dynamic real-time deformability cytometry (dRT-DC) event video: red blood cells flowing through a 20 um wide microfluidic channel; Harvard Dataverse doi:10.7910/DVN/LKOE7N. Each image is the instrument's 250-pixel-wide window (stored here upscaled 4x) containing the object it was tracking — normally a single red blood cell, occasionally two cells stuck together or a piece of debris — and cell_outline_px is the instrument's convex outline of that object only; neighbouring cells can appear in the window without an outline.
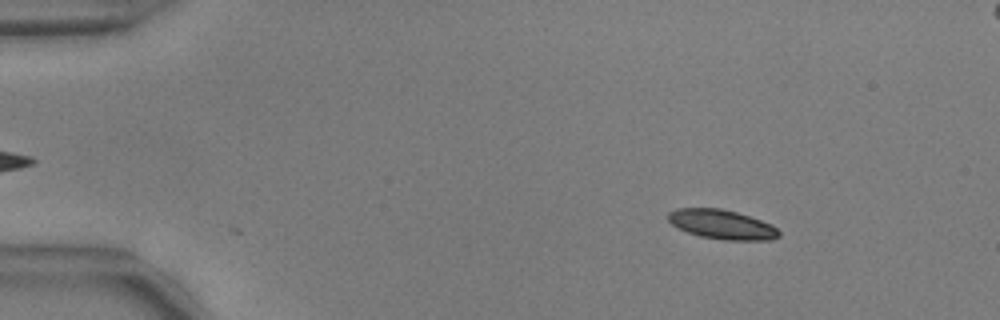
{"species": "common noctule bat (a hibernating species)", "species_latin": "Nyctalus noctula", "temperature_condition": "warm", "stored_images_in_passage": 49, "segment_of_instrument_passage": [1, 2], "camera_frame_rate_fps": 3000, "um_per_image_px": 0.085, "animal": {"sex": "male", "body_mass_g": 17.9, "forearm_length_mm": 54.2}, "frame": {"image": 1, "passage_image": 1, "time_ms": 0.0, "image_size_px": [1000, 320], "cell_outline_px": [[780, 236], [772, 240], [724, 240], [700, 236], [688, 232], [672, 224], [668, 220], [668, 212], [676, 208], [720, 208], [736, 212], [772, 224], [780, 232]], "centroid_in_image_um": [61.37, 19.08], "position_along_channel_um": 23.6, "area_um2": 18.9}}
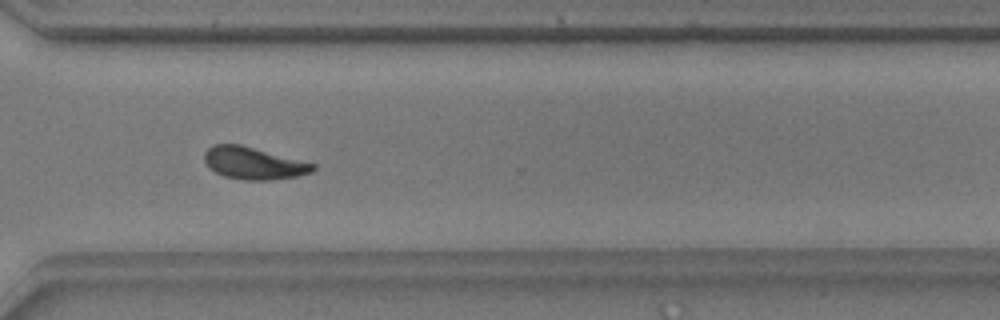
{"frame": {"image": 2, "passage_image": 34, "time_ms": 11.0, "image_size_px": [1000, 320], "cell_outline_px": [[316, 168], [312, 172], [296, 176], [272, 180], [244, 180], [224, 176], [208, 168], [204, 160], [204, 152], [212, 144], [240, 144], [316, 164]], "centroid_in_image_um": [21.53, 13.87], "position_along_channel_um": 349.1, "area_um2": 20.4}}
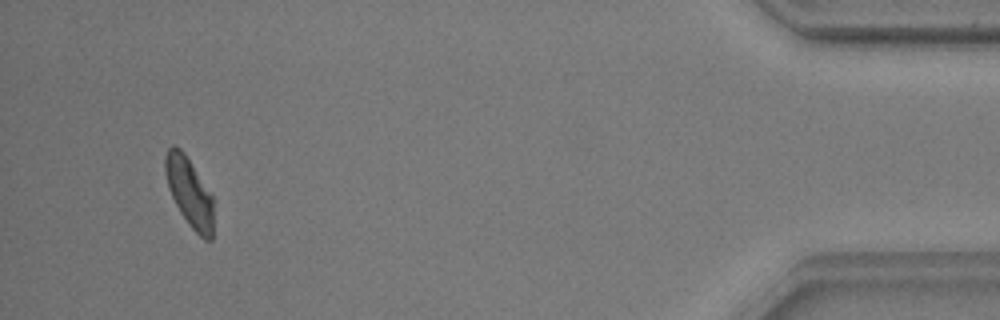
{"frame": {"image": 3, "passage_image": 45, "time_ms": 14.667, "image_size_px": [1000, 320], "cell_outline_px": [[212, 240], [204, 240], [188, 224], [180, 212], [168, 188], [164, 172], [164, 156], [168, 148], [172, 144], [180, 148], [184, 152], [212, 196]], "centroid_in_image_um": [16.05, 16.31], "position_along_channel_um": 419.1, "area_um2": 19.25}}